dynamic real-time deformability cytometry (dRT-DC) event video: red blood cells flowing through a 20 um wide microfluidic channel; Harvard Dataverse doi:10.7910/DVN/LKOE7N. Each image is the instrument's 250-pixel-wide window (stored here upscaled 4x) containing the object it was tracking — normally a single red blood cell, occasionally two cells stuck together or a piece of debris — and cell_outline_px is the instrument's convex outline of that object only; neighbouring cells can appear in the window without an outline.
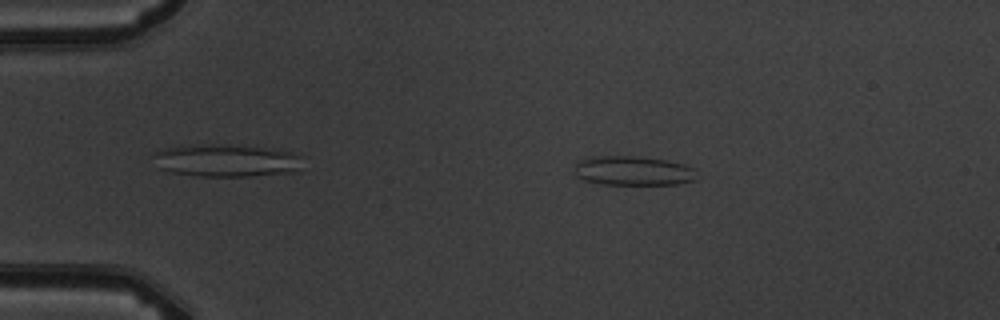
{"species": "common noctule bat (a hibernating species)", "species_latin": "Nyctalus noctula", "temperature_condition": "warm", "stored_images_in_passage": 4, "camera_frame_rate_fps": 3000, "um_per_image_px": 0.085, "animal": {"sex": "male", "body_mass_g": 19.5, "forearm_length_mm": 54.6}, "frame": {"image": 1, "passage_image": 2, "time_ms": 1.333, "image_size_px": [1000, 320], "cell_outline_px": [[696, 180], [676, 184], [604, 184], [584, 180], [576, 176], [576, 160], [588, 156], [636, 156], [668, 160], [684, 164], [696, 168]], "centroid_in_image_um": [53.83, 14.5], "position_along_channel_um": 31.2, "area_um2": 21.15}}